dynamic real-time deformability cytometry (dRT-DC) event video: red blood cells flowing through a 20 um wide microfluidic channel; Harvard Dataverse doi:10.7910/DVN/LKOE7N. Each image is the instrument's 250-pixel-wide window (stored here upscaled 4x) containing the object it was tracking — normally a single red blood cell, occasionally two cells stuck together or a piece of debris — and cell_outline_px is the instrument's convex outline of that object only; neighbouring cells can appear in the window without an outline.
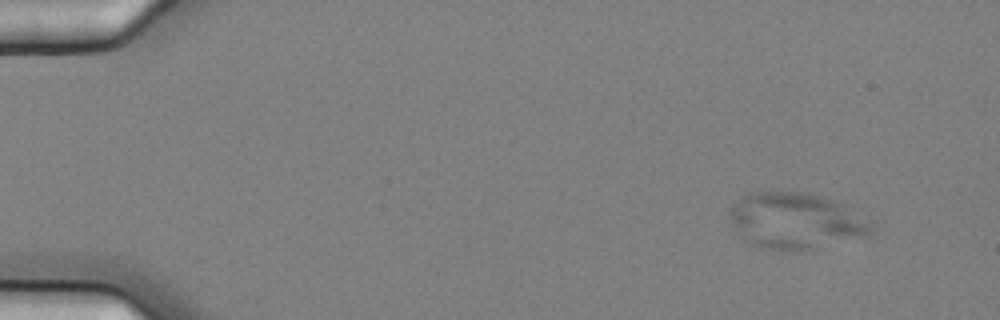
{"species": "common noctule bat (a hibernating species)", "species_latin": "Nyctalus noctula", "temperature_condition": "cold", "stored_images_in_passage": 7, "camera_frame_rate_fps": 3000, "um_per_image_px": 0.085, "animal": {"sex": "female", "body_mass_g": 25.1}, "frame": {"image": 1, "passage_image": 2, "time_ms": 0.333, "image_size_px": [1000, 320], "cell_outline_px": [[872, 232], [868, 236], [800, 252], [784, 252], [760, 248], [744, 240], [732, 224], [728, 216], [732, 208], [740, 196], [748, 192], [804, 192], [820, 196], [844, 204], [872, 220]], "centroid_in_image_um": [67.65, 18.8], "position_along_channel_um": 17.3, "area_um2": 47.11}}
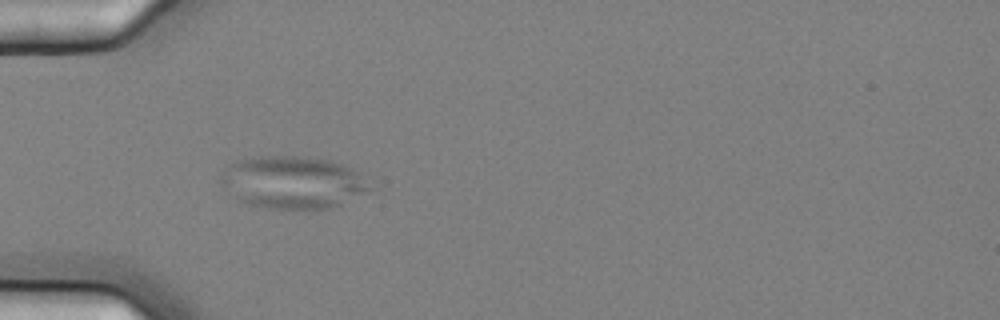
{"frame": {"image": 2, "passage_image": 5, "time_ms": 1.333, "image_size_px": [1000, 320], "cell_outline_px": [[372, 188], [368, 192], [340, 204], [328, 208], [268, 208], [244, 204], [236, 200], [232, 196], [220, 180], [220, 176], [224, 168], [228, 164], [236, 160], [252, 156], [308, 156], [328, 160], [344, 164], [352, 168]], "centroid_in_image_um": [24.82, 15.48], "position_along_channel_um": 60.2, "area_um2": 45.6}}
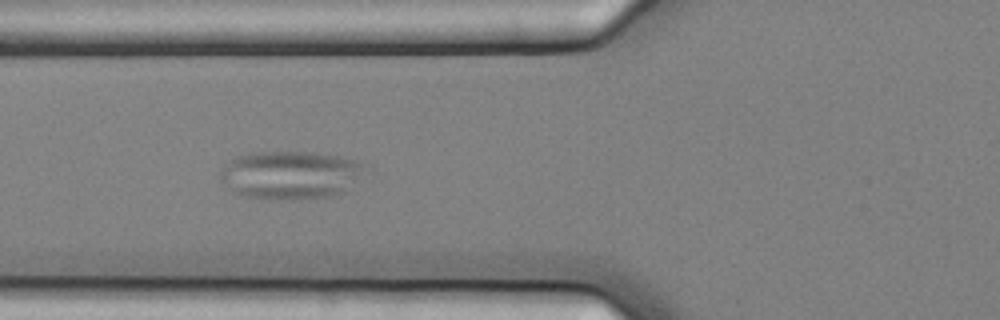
{"frame": {"image": 3, "passage_image": 6, "time_ms": 1.667, "image_size_px": [1000, 320], "cell_outline_px": [[368, 164], [344, 192], [332, 196], [300, 200], [264, 200], [240, 196], [232, 192], [220, 180], [220, 172], [224, 164], [228, 160], [236, 156], [252, 152], [312, 152], [340, 156], [356, 160]], "centroid_in_image_um": [24.6, 14.89], "position_along_channel_um": 101.2, "area_um2": 41.33}}